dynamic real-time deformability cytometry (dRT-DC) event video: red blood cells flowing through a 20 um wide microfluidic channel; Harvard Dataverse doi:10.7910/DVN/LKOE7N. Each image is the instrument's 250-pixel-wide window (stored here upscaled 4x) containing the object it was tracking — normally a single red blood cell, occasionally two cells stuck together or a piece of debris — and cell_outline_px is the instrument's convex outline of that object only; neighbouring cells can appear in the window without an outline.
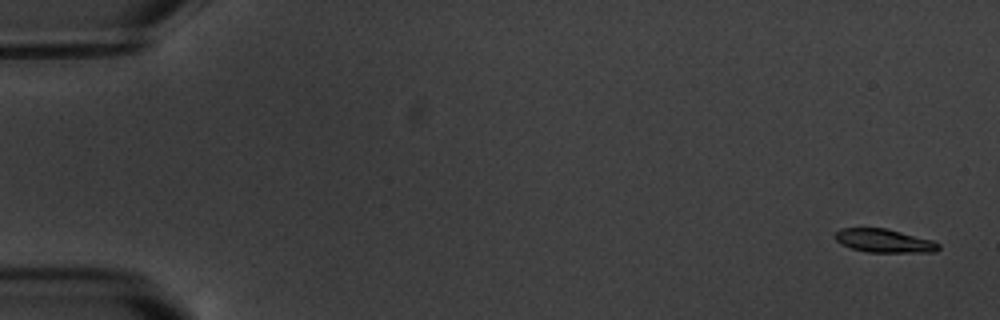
{"species": "common noctule bat (a hibernating species)", "species_latin": "Nyctalus noctula", "temperature_condition": "warm", "stored_images_in_passage": 7, "camera_frame_rate_fps": 3000, "um_per_image_px": 0.085, "animal": {"sex": "male", "body_mass_g": 20.1, "forearm_length_mm": 53.5}, "frame": {"image": 1, "passage_image": 1, "time_ms": 0.0, "image_size_px": [1000, 320], "cell_outline_px": [[940, 248], [936, 252], [868, 252], [852, 248], [840, 244], [832, 236], [840, 228], [884, 228], [932, 240], [940, 244]], "centroid_in_image_um": [75.12, 20.47], "position_along_channel_um": 9.9, "area_um2": 14.1}}
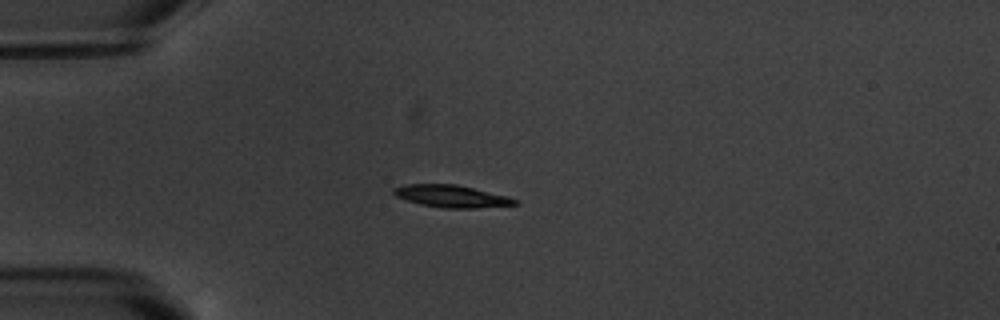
{"frame": {"image": 2, "passage_image": 4, "time_ms": 4.667, "image_size_px": [1000, 320], "cell_outline_px": [[520, 204], [476, 208], [444, 208], [420, 204], [396, 196], [392, 192], [392, 188], [408, 184], [456, 184], [504, 196], [516, 200]], "centroid_in_image_um": [38.33, 16.68], "position_along_channel_um": 46.7, "area_um2": 15.37}}